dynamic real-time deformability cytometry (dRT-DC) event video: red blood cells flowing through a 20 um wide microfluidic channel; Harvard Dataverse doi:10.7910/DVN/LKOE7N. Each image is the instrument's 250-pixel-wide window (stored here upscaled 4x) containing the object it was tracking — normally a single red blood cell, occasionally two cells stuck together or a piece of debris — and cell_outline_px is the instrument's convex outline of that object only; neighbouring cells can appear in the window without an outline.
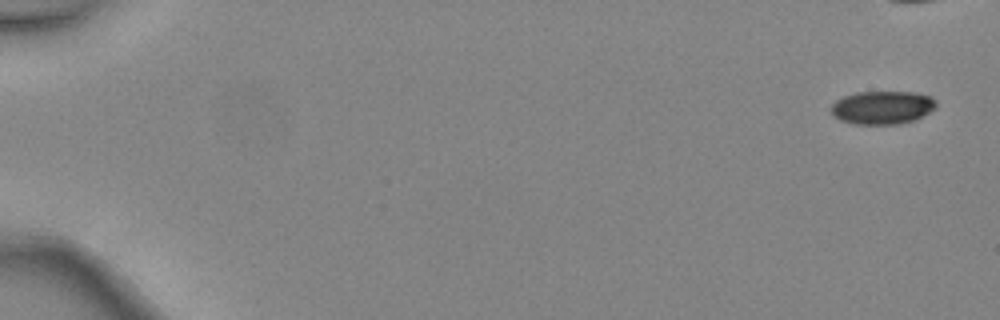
{"species": "common noctule bat (a hibernating species)", "species_latin": "Nyctalus noctula", "temperature_condition": "warm", "stored_images_in_passage": 5, "camera_frame_rate_fps": 3000, "um_per_image_px": 0.085, "animal": {"sex": "female", "body_mass_g": 24.6, "forearm_length_mm": 56.2}, "frame": {"image": 1, "passage_image": 1, "time_ms": 0.0, "image_size_px": [1000, 320], "cell_outline_px": [[936, 108], [916, 120], [896, 124], [852, 124], [840, 120], [832, 116], [832, 104], [836, 100], [844, 96], [856, 92], [912, 92], [932, 96], [936, 100]], "centroid_in_image_um": [75.01, 9.14], "position_along_channel_um": 10.0, "area_um2": 20.52}}
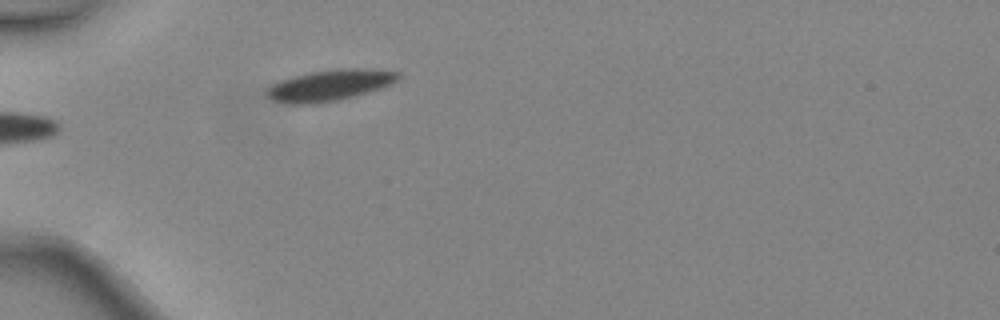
{"frame": {"image": 2, "passage_image": 5, "time_ms": 1.333, "image_size_px": [1000, 320], "cell_outline_px": [[400, 76], [396, 80], [380, 88], [356, 96], [340, 100], [312, 104], [288, 104], [272, 100], [264, 92], [272, 84], [280, 80], [292, 76], [312, 72], [340, 68], [372, 68], [400, 72]], "centroid_in_image_um": [28.01, 7.25], "position_along_channel_um": 57.0, "area_um2": 23.93}}